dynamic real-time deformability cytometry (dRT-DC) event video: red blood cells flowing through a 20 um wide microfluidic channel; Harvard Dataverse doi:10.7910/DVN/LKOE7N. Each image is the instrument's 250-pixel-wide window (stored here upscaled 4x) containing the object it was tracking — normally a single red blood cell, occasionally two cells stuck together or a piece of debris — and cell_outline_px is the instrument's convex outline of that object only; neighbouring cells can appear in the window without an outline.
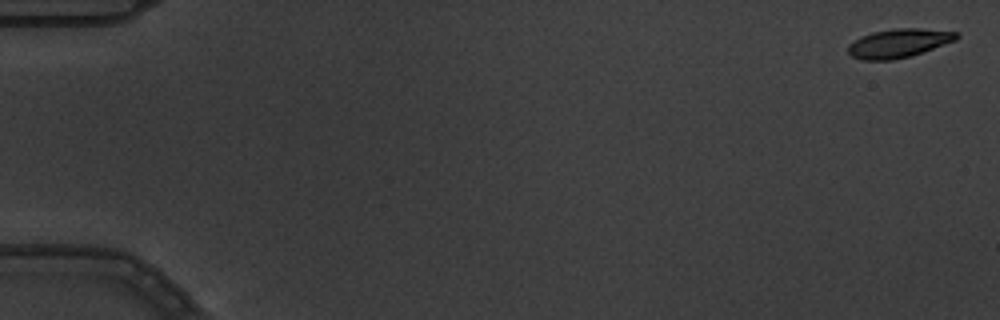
{"species": "common noctule bat (a hibernating species)", "species_latin": "Nyctalus noctula", "temperature_condition": "warm", "stored_images_in_passage": 5, "camera_frame_rate_fps": 3000, "um_per_image_px": 0.085, "animal": {"sex": "male", "body_mass_g": 19.5, "forearm_length_mm": 54.6}, "frame": {"image": 1, "passage_image": 1, "time_ms": 0.0, "image_size_px": [1000, 320], "cell_outline_px": [[960, 36], [956, 40], [912, 56], [892, 60], [860, 60], [852, 56], [848, 52], [848, 44], [860, 36], [872, 32], [896, 28], [920, 28], [960, 32]], "centroid_in_image_um": [76.39, 3.67], "position_along_channel_um": 8.6, "area_um2": 18.38}}
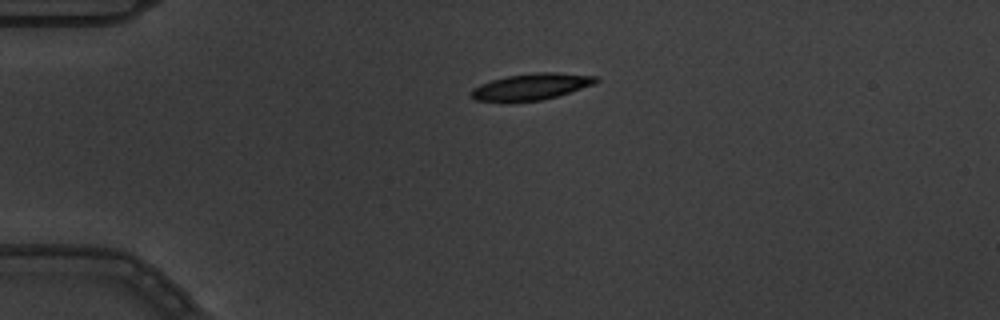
{"frame": {"image": 2, "passage_image": 4, "time_ms": 1.0, "image_size_px": [1000, 320], "cell_outline_px": [[600, 80], [596, 84], [556, 96], [540, 100], [476, 100], [468, 92], [472, 88], [480, 84], [492, 80], [508, 76], [536, 72], [556, 72], [596, 76]], "centroid_in_image_um": [45.2, 7.33], "position_along_channel_um": 39.8, "area_um2": 18.79}}